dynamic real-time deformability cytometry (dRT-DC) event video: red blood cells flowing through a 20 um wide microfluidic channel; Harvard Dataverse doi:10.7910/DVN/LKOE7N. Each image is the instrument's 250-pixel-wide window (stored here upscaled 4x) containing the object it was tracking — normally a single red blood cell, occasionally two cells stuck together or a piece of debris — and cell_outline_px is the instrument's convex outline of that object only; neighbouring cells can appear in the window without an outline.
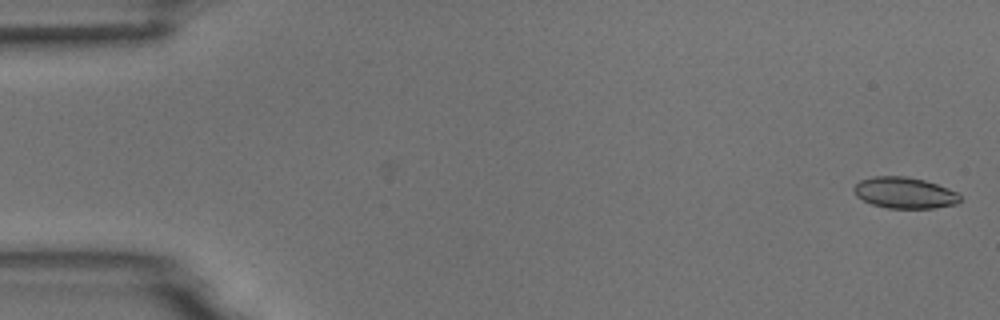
{"species": "common noctule bat (a hibernating species)", "species_latin": "Nyctalus noctula", "temperature_condition": "room temperature", "stored_images_in_passage": 48, "camera_frame_rate_fps": 3000, "um_per_image_px": 0.085, "animal": {"sex": "male", "body_mass_g": 18.8}, "frame": {"image": 1, "passage_image": 1, "time_ms": 0.0, "image_size_px": [1000, 320], "cell_outline_px": [[960, 200], [956, 204], [932, 208], [888, 208], [872, 204], [856, 196], [852, 188], [860, 180], [872, 176], [908, 176], [924, 180], [948, 188], [956, 192], [960, 196]], "centroid_in_image_um": [76.86, 16.38], "position_along_channel_um": 8.1, "area_um2": 19.25}}
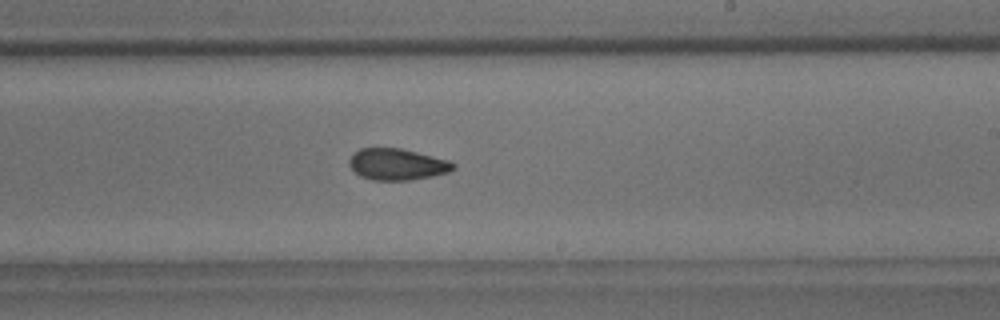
{"frame": {"image": 2, "passage_image": 32, "time_ms": 10.333, "image_size_px": [1000, 320], "cell_outline_px": [[456, 168], [448, 172], [432, 176], [412, 180], [372, 180], [360, 176], [348, 164], [348, 160], [360, 148], [400, 148], [448, 160], [456, 164]], "centroid_in_image_um": [33.76, 13.97], "position_along_channel_um": 255.2, "area_um2": 18.96}}
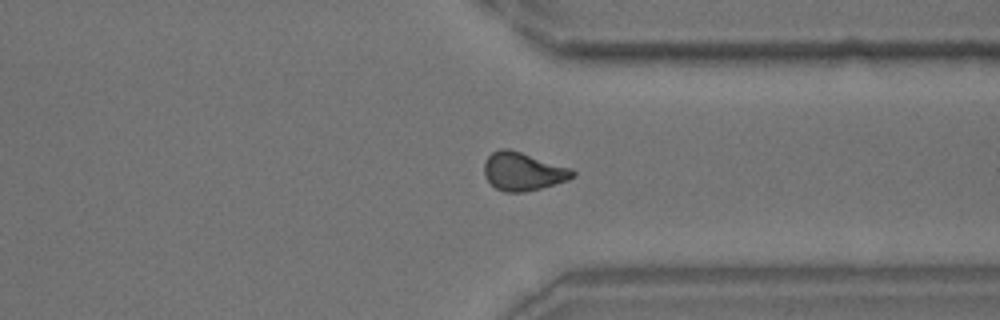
{"frame": {"image": 3, "passage_image": 41, "time_ms": 13.333, "image_size_px": [1000, 320], "cell_outline_px": [[576, 176], [568, 180], [540, 188], [524, 192], [504, 192], [496, 188], [484, 176], [484, 164], [488, 156], [492, 152], [500, 148], [508, 148], [572, 168], [576, 172]], "centroid_in_image_um": [44.46, 14.57], "position_along_channel_um": 366.9, "area_um2": 19.71}, "authors_computed_cell_mechanics": {"area_um2": 19.3919, "velocity_mm_per_s": 3.7379, "shape_relaxation_time_tau1_ms": 10.752, "shape_relaxation_time_tau2_ms": 2.8284, "deformation_change_tau1": 0.1935, "deformation_change_tau2": 0.0872}}